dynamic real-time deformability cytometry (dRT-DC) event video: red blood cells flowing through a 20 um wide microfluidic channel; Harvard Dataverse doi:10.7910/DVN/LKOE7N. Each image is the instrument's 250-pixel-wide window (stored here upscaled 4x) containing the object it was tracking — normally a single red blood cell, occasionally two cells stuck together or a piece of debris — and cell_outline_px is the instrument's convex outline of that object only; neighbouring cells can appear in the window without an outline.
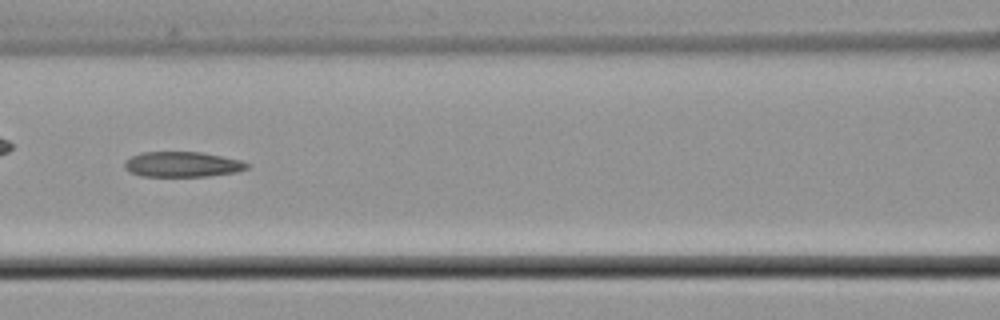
{"species": "common noctule bat (a hibernating species)", "species_latin": "Nyctalus noctula", "temperature_condition": "cold", "stored_images_in_passage": 41, "camera_frame_rate_fps": 3000, "um_per_image_px": 0.085, "animal": {"sex": "male", "body_mass_g": 21.5, "forearm_length_mm": 52.0}, "frame": {"image": 1, "passage_image": 12, "time_ms": 3.667, "image_size_px": [1000, 320], "cell_outline_px": [[248, 168], [236, 172], [208, 176], [140, 176], [124, 168], [124, 160], [140, 152], [200, 152], [240, 160], [248, 164]], "centroid_in_image_um": [15.46, 13.97], "position_along_channel_um": 151.1, "area_um2": 17.92}}
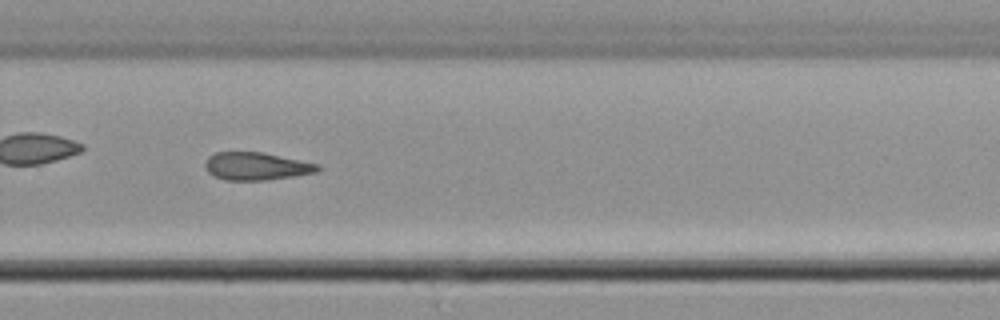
{"frame": {"image": 2, "passage_image": 24, "time_ms": 7.667, "image_size_px": [1000, 320], "cell_outline_px": [[320, 168], [316, 172], [292, 176], [264, 180], [224, 180], [208, 172], [204, 164], [208, 156], [216, 152], [264, 152], [320, 164]], "centroid_in_image_um": [21.78, 14.11], "position_along_channel_um": 308.0, "area_um2": 18.15}}